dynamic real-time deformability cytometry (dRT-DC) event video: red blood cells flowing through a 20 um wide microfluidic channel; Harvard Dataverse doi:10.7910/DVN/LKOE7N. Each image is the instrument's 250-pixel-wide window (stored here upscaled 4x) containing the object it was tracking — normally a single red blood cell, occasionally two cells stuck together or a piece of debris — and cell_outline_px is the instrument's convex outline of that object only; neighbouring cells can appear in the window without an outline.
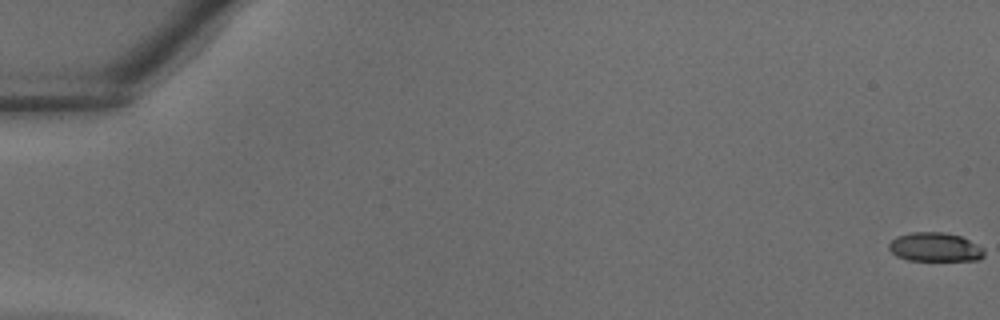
{"species": "common noctule bat (a hibernating species)", "species_latin": "Nyctalus noctula", "temperature_condition": "warm", "stored_images_in_passage": 39, "camera_frame_rate_fps": 3000, "um_per_image_px": 0.085, "animal": {"sex": "male", "body_mass_g": 18.8}, "frame": {"image": 1, "passage_image": 1, "time_ms": 0.0, "image_size_px": [1000, 320], "cell_outline_px": [[984, 256], [980, 260], [908, 260], [896, 256], [888, 248], [888, 244], [896, 236], [912, 232], [944, 232], [960, 236], [984, 248]], "centroid_in_image_um": [79.46, 21.0], "position_along_channel_um": 5.5, "area_um2": 16.07}}
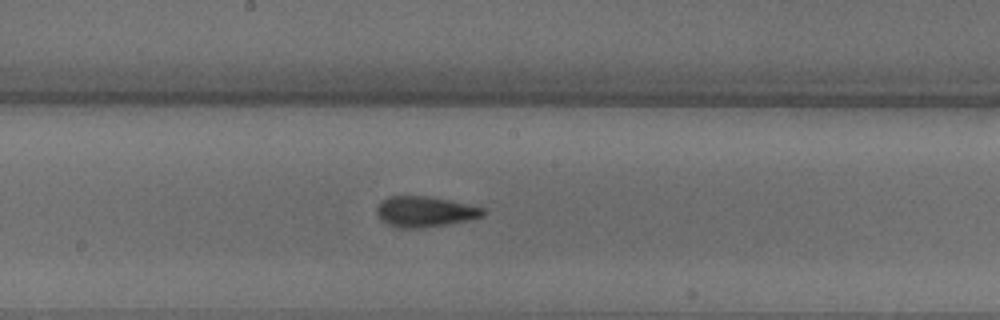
{"frame": {"image": 2, "passage_image": 22, "time_ms": 7.0, "image_size_px": [1000, 320], "cell_outline_px": [[484, 216], [468, 220], [448, 224], [424, 228], [400, 228], [388, 224], [380, 220], [376, 212], [376, 208], [380, 200], [388, 196], [428, 196], [448, 200], [484, 208]], "centroid_in_image_um": [36.06, 17.99], "position_along_channel_um": 212.1, "area_um2": 19.02}}
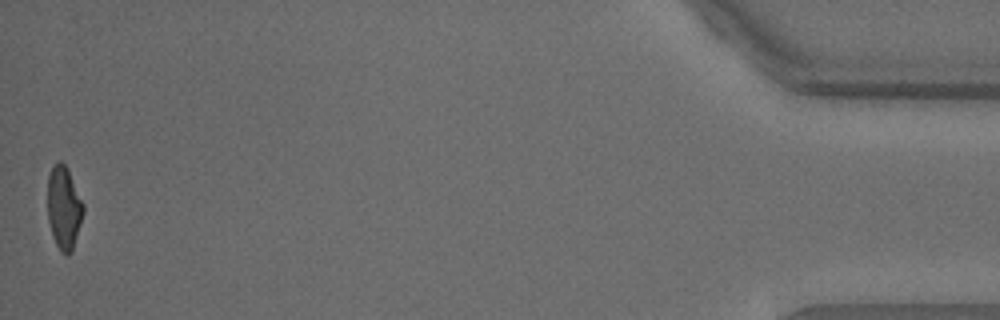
{"frame": {"image": 3, "passage_image": 39, "time_ms": 12.667, "image_size_px": [1000, 320], "cell_outline_px": [[84, 212], [72, 252], [68, 256], [64, 256], [60, 252], [52, 236], [48, 220], [48, 176], [52, 164], [60, 160], [68, 168], [84, 204]], "centroid_in_image_um": [5.43, 17.66], "position_along_channel_um": 429.8, "area_um2": 17.63}}